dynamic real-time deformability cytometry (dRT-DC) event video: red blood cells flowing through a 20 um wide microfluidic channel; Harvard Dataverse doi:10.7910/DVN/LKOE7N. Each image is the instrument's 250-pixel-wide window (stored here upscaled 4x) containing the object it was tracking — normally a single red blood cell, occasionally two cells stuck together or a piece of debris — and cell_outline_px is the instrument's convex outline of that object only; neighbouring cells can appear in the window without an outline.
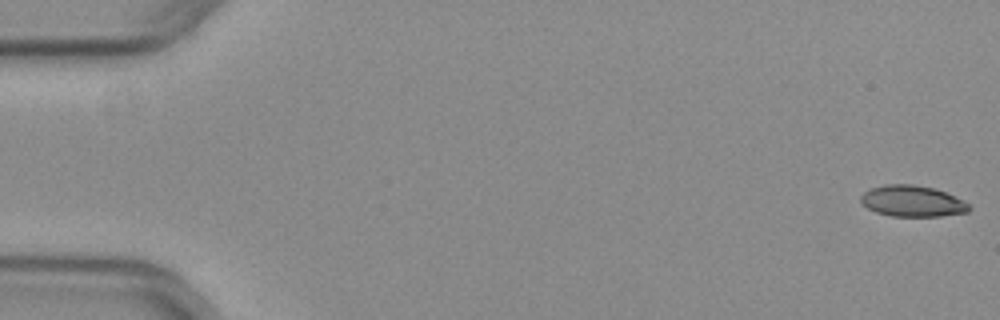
{"species": "common noctule bat (a hibernating species)", "species_latin": "Nyctalus noctula", "temperature_condition": "warm", "stored_images_in_passage": 16, "camera_frame_rate_fps": 3000, "um_per_image_px": 0.085, "animal": {"sex": "female", "body_mass_g": 29.2, "forearm_length_mm": 56.3}, "frame": {"image": 1, "passage_image": 1, "time_ms": 0.0, "image_size_px": [1000, 320], "cell_outline_px": [[972, 208], [968, 212], [940, 216], [892, 216], [876, 212], [868, 208], [860, 200], [860, 196], [868, 188], [884, 184], [912, 184], [932, 188], [944, 192], [964, 200]], "centroid_in_image_um": [77.53, 17.09], "position_along_channel_um": 7.5, "area_um2": 19.65}}